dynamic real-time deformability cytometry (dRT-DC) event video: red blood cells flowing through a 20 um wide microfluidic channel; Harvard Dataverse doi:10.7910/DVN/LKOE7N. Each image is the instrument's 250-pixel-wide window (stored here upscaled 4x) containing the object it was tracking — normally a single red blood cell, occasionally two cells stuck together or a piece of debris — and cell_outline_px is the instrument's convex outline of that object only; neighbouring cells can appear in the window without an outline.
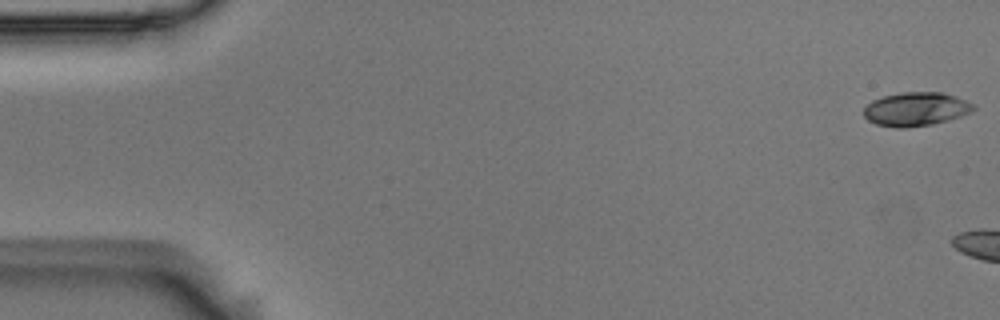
{"species": "Egyptian fruit bat (a non-hibernating species)", "species_latin": "Rousettus aegyptiacus", "temperature_condition": "room temperature", "stored_images_in_passage": 5, "camera_frame_rate_fps": 3000, "um_per_image_px": 0.085, "animal": {"sex": "male"}, "frame": {"image": 1, "passage_image": 1, "time_ms": 0.0, "image_size_px": [1000, 320], "cell_outline_px": [[976, 108], [972, 112], [948, 120], [932, 124], [904, 128], [896, 128], [876, 124], [868, 120], [864, 116], [864, 108], [872, 100], [884, 96], [904, 92], [940, 92], [956, 96], [972, 104]], "centroid_in_image_um": [77.84, 9.28], "position_along_channel_um": 7.2, "area_um2": 21.44}}